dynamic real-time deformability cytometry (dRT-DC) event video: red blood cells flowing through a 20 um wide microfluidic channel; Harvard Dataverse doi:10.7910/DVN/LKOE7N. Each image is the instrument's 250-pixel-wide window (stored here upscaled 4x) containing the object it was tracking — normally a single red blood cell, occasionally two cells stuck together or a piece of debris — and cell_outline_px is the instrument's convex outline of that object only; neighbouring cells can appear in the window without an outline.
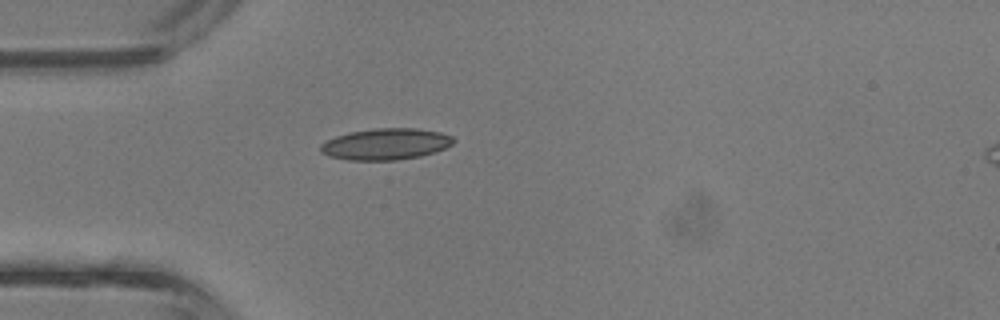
{"species": "common noctule bat (a hibernating species)", "species_latin": "Nyctalus noctula", "temperature_condition": "room temperature", "stored_images_in_passage": 1, "camera_frame_rate_fps": 3000, "um_per_image_px": 0.085, "animal": {"sex": "male", "body_mass_g": 13.3}, "frame": {"image": 1, "passage_image": 1, "time_ms": 0.0, "image_size_px": [1000, 320], "cell_outline_px": [[456, 140], [452, 144], [444, 148], [420, 156], [396, 160], [348, 160], [328, 156], [320, 152], [320, 144], [336, 136], [348, 132], [372, 128], [416, 128], [440, 132], [452, 136]], "centroid_in_image_um": [32.76, 12.24], "position_along_channel_um": 52.2, "area_um2": 24.33}}